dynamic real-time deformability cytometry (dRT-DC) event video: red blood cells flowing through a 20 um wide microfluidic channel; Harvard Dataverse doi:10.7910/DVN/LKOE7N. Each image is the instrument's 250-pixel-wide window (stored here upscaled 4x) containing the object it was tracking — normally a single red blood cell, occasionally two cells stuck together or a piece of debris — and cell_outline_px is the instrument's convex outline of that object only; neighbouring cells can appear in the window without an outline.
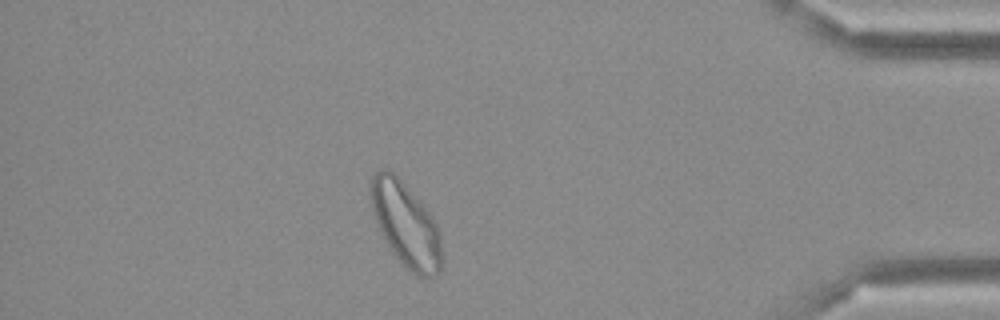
{"species": "Egyptian fruit bat (a non-hibernating species)", "species_latin": "Rousettus aegyptiacus", "temperature_condition": "cold", "stored_images_in_passage": 46, "camera_frame_rate_fps": 3000, "um_per_image_px": 0.085, "frame": {"image": 1, "passage_image": 40, "time_ms": 13.0, "image_size_px": [1000, 320], "cell_outline_px": [[444, 260], [440, 272], [436, 276], [424, 280], [408, 272], [404, 268], [388, 248], [376, 220], [372, 208], [368, 192], [372, 176], [380, 168], [388, 168], [404, 184], [432, 216], [436, 224], [440, 236]], "centroid_in_image_um": [34.51, 19.18], "position_along_channel_um": 400.7, "area_um2": 35.55}}